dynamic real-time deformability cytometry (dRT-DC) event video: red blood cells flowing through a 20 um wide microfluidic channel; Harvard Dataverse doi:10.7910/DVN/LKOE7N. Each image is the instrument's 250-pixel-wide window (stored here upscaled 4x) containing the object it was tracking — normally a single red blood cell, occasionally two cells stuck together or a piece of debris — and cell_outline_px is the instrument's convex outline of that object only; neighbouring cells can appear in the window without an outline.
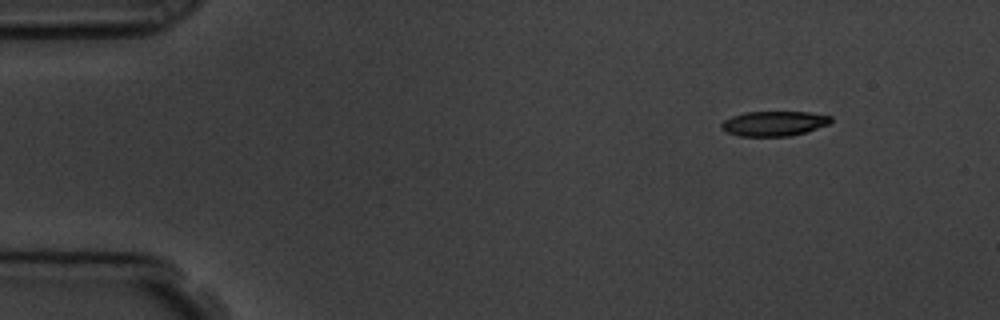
{"species": "common noctule bat (a hibernating species)", "species_latin": "Nyctalus noctula", "temperature_condition": "room temperature", "stored_images_in_passage": 49, "camera_frame_rate_fps": 3000, "um_per_image_px": 0.085, "animal": {"sex": "male", "body_mass_g": 19.5, "forearm_length_mm": 54.6}, "frame": {"image": 1, "passage_image": 1, "time_ms": 0.0, "image_size_px": [1000, 320], "cell_outline_px": [[832, 120], [828, 124], [804, 132], [788, 136], [740, 136], [728, 132], [720, 128], [720, 124], [724, 120], [732, 116], [744, 112], [808, 112], [832, 116]], "centroid_in_image_um": [65.76, 10.49], "position_along_channel_um": 19.2, "area_um2": 15.72}}
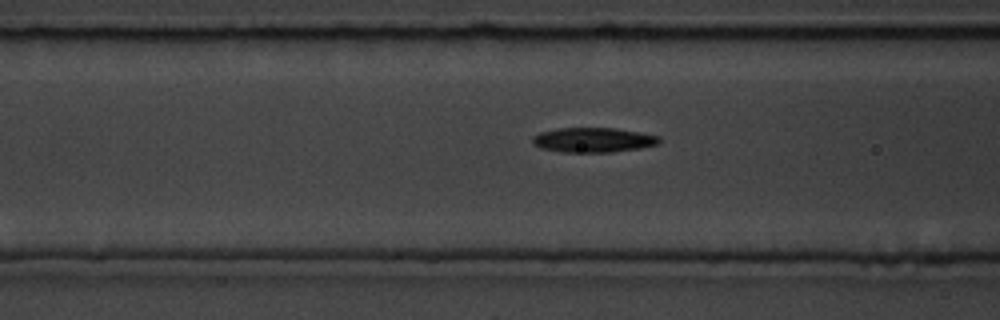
{"frame": {"image": 2, "passage_image": 16, "time_ms": 5.0, "image_size_px": [1000, 320], "cell_outline_px": [[660, 144], [640, 148], [612, 152], [560, 152], [540, 148], [532, 144], [532, 136], [540, 132], [560, 128], [616, 128], [640, 132], [660, 136]], "centroid_in_image_um": [50.42, 11.9], "position_along_channel_um": 116.2, "area_um2": 18.44}}
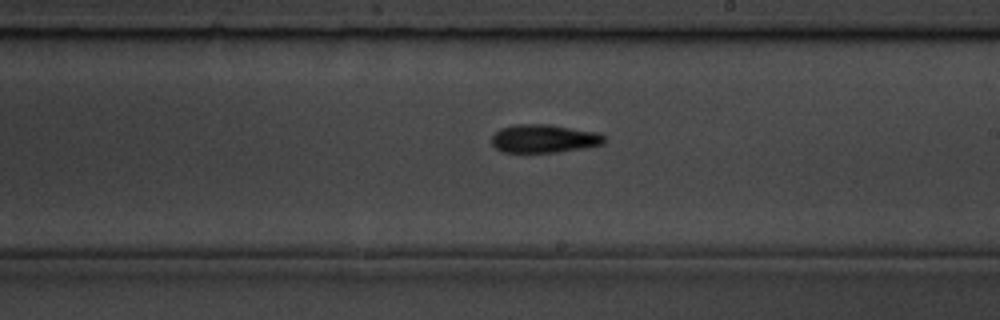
{"frame": {"image": 3, "passage_image": 26, "time_ms": 8.333, "image_size_px": [1000, 320], "cell_outline_px": [[608, 140], [604, 144], [584, 148], [556, 152], [504, 152], [496, 148], [492, 144], [492, 136], [500, 128], [516, 124], [548, 124], [600, 132]], "centroid_in_image_um": [46.29, 11.77], "position_along_channel_um": 242.7, "area_um2": 18.73}, "authors_computed_cell_mechanics": {"area_um2": 17.6868, "velocity_mm_per_s": 3.7971, "shape_relaxation_time_tau1_ms": 5.6274, "shape_relaxation_time_tau2_ms": null, "deformation_change_tau1": 0.1507, "deformation_change_tau2": null}}